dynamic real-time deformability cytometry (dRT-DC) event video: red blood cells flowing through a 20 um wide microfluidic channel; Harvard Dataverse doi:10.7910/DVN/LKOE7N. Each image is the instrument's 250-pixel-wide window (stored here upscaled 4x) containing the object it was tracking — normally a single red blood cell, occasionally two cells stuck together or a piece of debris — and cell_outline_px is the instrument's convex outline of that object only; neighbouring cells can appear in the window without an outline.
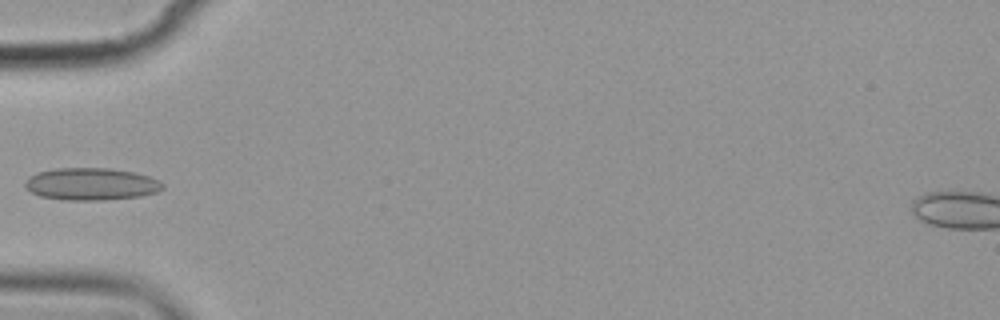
{"species": "common noctule bat (a hibernating species)", "species_latin": "Nyctalus noctula", "temperature_condition": "cold", "stored_images_in_passage": 5, "camera_frame_rate_fps": 3000, "um_per_image_px": 0.085, "animal": {"sex": "female", "body_mass_g": 19.9}, "frame": {"image": 1, "passage_image": 5, "time_ms": 5.333, "image_size_px": [1000, 320], "cell_outline_px": [[164, 188], [156, 192], [140, 196], [104, 200], [64, 200], [40, 196], [24, 188], [24, 180], [28, 176], [36, 172], [56, 168], [108, 168], [132, 172], [148, 176], [164, 184]], "centroid_in_image_um": [7.68, 15.64], "position_along_channel_um": 77.3, "area_um2": 25.95}}